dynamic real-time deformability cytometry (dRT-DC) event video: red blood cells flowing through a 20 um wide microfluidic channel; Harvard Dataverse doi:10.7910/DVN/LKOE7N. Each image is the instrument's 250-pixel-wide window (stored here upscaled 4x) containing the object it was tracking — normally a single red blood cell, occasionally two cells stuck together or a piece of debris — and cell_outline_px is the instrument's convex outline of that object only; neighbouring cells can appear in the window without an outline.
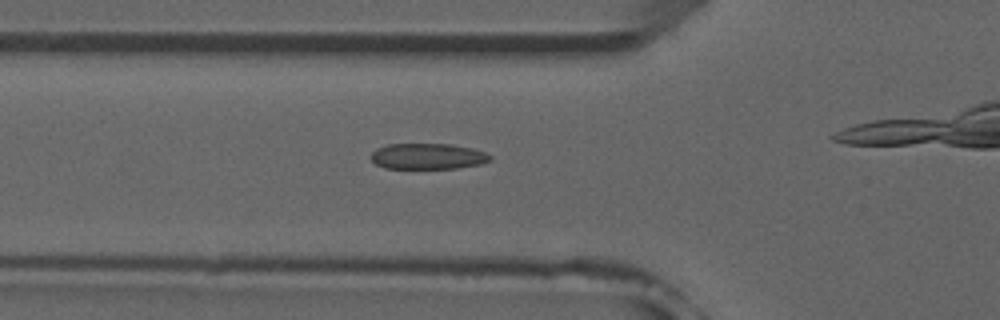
{"species": "common noctule bat (a hibernating species)", "species_latin": "Nyctalus noctula", "temperature_condition": "room temperature", "stored_images_in_passage": 31, "camera_frame_rate_fps": 3000, "um_per_image_px": 0.085, "animal": {"sex": "male", "forearm_length_mm": 52.5}, "frame": {"image": 1, "passage_image": 18, "time_ms": 5.667, "image_size_px": [1000, 320], "cell_outline_px": [[492, 160], [480, 164], [456, 168], [384, 168], [376, 164], [372, 160], [372, 152], [376, 148], [388, 144], [452, 144], [472, 148], [484, 152], [492, 156]], "centroid_in_image_um": [36.37, 13.28], "position_along_channel_um": 89.4, "area_um2": 17.92}}